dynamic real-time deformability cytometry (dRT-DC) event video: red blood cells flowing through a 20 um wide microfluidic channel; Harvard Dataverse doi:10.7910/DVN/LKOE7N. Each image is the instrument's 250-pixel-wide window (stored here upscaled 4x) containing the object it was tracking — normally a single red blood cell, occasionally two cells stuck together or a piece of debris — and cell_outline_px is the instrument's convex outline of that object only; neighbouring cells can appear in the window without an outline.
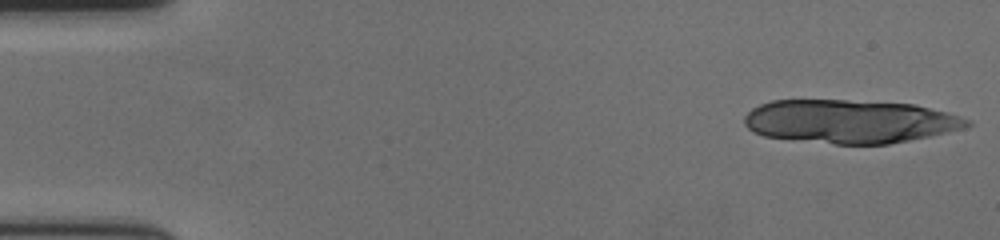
{"species": "human", "species_latin": "Homo sapiens", "temperature_condition": "cold", "stored_images_in_passage": 15, "camera_frame_rate_fps": 3000, "um_per_image_px": 0.085, "donor": {"sex": "female"}, "frame": {"image": 1, "passage_image": 1, "time_ms": 0.0, "image_size_px": [1000, 240], "cell_outline_px": [[972, 124], [964, 128], [928, 136], [888, 144], [836, 144], [764, 136], [752, 132], [744, 124], [744, 116], [752, 108], [760, 104], [772, 100], [848, 100], [916, 104], [948, 112], [972, 120]], "centroid_in_image_um": [72.24, 10.31], "position_along_channel_um": 12.8, "area_um2": 56.47}}